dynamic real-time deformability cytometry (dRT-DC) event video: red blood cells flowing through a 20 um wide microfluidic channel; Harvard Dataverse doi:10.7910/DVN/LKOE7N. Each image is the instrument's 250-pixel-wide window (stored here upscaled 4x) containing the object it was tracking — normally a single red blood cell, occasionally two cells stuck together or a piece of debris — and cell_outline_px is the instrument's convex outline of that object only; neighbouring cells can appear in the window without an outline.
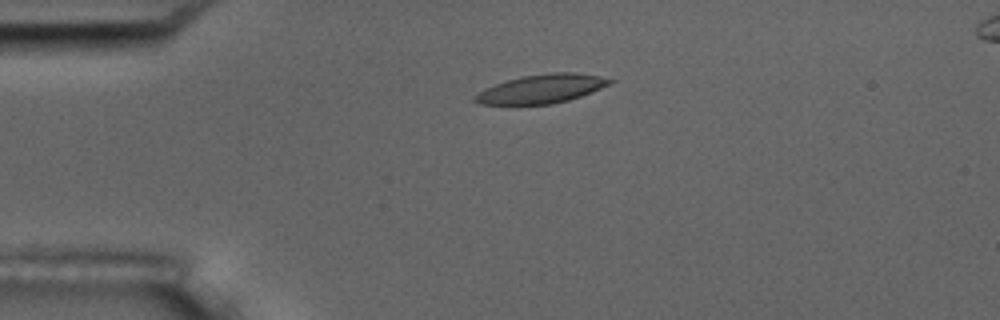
{"species": "common noctule bat (a hibernating species)", "species_latin": "Nyctalus noctula", "temperature_condition": "room temperature", "stored_images_in_passage": 4, "camera_frame_rate_fps": 3000, "um_per_image_px": 0.085, "animal": {"sex": "male", "body_mass_g": 17.5, "forearm_length_mm": 52.3}, "frame": {"image": 1, "passage_image": 3, "time_ms": 2.333, "image_size_px": [1000, 320], "cell_outline_px": [[616, 80], [600, 88], [580, 96], [568, 100], [552, 104], [480, 104], [472, 100], [484, 88], [508, 80], [524, 76], [552, 72], [572, 72], [600, 76]], "centroid_in_image_um": [46.04, 7.54], "position_along_channel_um": 39.0, "area_um2": 22.2}}